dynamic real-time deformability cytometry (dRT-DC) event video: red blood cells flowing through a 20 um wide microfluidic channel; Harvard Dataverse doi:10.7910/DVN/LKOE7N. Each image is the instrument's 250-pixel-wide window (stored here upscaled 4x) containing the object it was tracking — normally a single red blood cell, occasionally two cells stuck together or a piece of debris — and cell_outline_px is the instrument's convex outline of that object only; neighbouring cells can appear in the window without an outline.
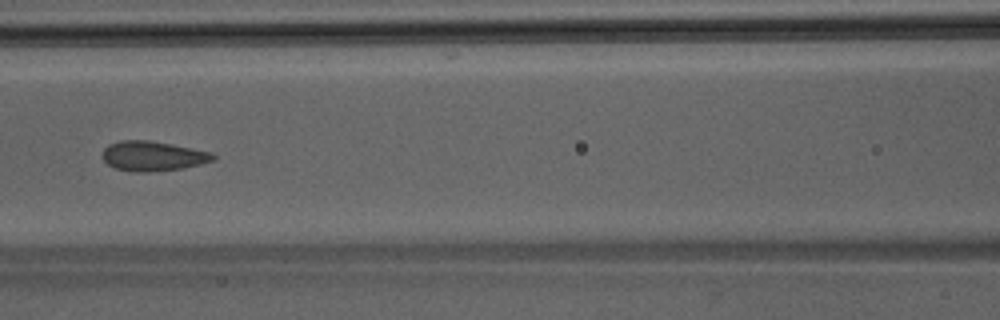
{"species": "Egyptian fruit bat (a non-hibernating species)", "species_latin": "Rousettus aegyptiacus", "temperature_condition": "room temperature", "stored_images_in_passage": 6, "camera_frame_rate_fps": 3000, "um_per_image_px": 0.085, "animal": {"sex": "male"}, "frame": {"image": 1, "passage_image": 6, "time_ms": 1.667, "image_size_px": [1000, 320], "cell_outline_px": [[216, 160], [184, 168], [148, 172], [132, 172], [116, 168], [108, 164], [100, 156], [104, 148], [108, 144], [120, 140], [148, 140], [212, 152], [216, 156]], "centroid_in_image_um": [12.97, 13.27], "position_along_channel_um": 153.6, "area_um2": 19.31}}